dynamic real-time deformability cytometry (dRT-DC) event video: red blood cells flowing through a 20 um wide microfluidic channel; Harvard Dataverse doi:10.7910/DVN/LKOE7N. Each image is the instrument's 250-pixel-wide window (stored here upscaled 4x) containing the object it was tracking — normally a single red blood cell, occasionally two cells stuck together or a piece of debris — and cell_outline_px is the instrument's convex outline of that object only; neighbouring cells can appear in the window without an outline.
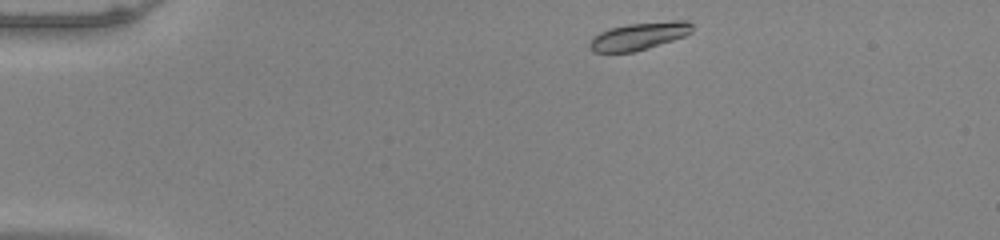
{"species": "common noctule bat (a hibernating species)", "species_latin": "Nyctalus noctula", "temperature_condition": "warm", "stored_images_in_passage": 44, "camera_frame_rate_fps": 3000, "um_per_image_px": 0.085, "animal": {"sex": "male", "body_mass_g": 20.0, "forearm_length_mm": 53.3}, "frame": {"image": 1, "passage_image": 1, "time_ms": 0.0, "image_size_px": [1000, 240], "cell_outline_px": [[692, 32], [684, 36], [648, 48], [632, 52], [592, 52], [588, 44], [592, 36], [608, 28], [628, 24], [672, 20], [688, 20], [692, 24]], "centroid_in_image_um": [54.29, 3.06], "position_along_channel_um": 30.7, "area_um2": 16.53}}
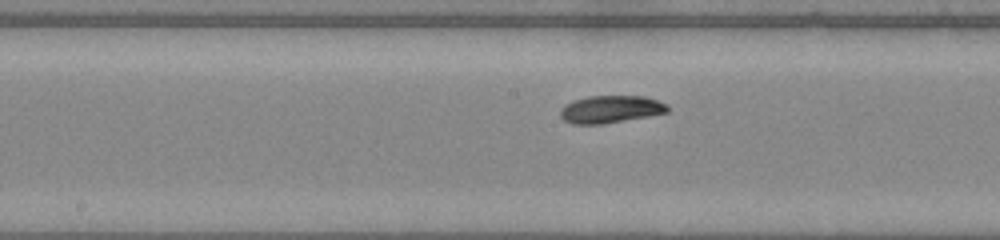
{"frame": {"image": 2, "passage_image": 19, "time_ms": 6.0, "image_size_px": [1000, 240], "cell_outline_px": [[668, 112], [648, 116], [600, 124], [572, 124], [564, 120], [560, 116], [560, 108], [564, 104], [588, 96], [644, 96], [668, 104]], "centroid_in_image_um": [51.88, 9.28], "position_along_channel_um": 196.3, "area_um2": 17.05}}
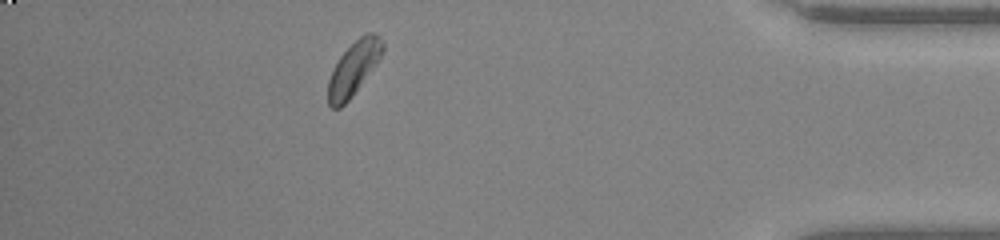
{"frame": {"image": 3, "passage_image": 38, "time_ms": 12.333, "image_size_px": [1000, 240], "cell_outline_px": [[384, 48], [380, 60], [352, 96], [340, 108], [332, 108], [328, 104], [328, 80], [332, 68], [340, 56], [360, 36], [368, 32], [376, 32], [380, 36], [384, 44]], "centroid_in_image_um": [30.08, 5.8], "position_along_channel_um": 405.1, "area_um2": 17.17}, "authors_computed_cell_mechanics": {"area_um2": 17.051, "velocity_mm_per_s": 3.9399, "shape_relaxation_time_tau1_ms": 2.607, "shape_relaxation_time_tau2_ms": 7.2355, "deformation_change_tau1": 0.1077, "deformation_change_tau2": 0.0823}}